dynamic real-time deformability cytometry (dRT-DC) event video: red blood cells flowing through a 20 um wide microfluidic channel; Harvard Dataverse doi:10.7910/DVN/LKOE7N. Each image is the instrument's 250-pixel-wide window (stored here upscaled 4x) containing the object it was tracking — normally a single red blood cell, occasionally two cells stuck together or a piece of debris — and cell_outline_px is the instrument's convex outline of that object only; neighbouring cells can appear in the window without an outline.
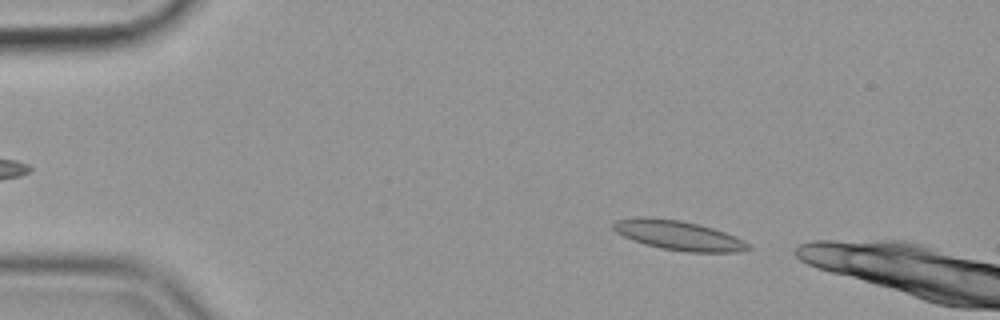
{"species": "common noctule bat (a hibernating species)", "species_latin": "Nyctalus noctula", "temperature_condition": "cold", "stored_images_in_passage": 9, "camera_frame_rate_fps": 3000, "um_per_image_px": 0.085, "animal": {"sex": "female", "body_mass_g": 19.9}, "frame": {"image": 1, "passage_image": 3, "time_ms": 0.667, "image_size_px": [1000, 320], "cell_outline_px": [[756, 248], [740, 252], [688, 252], [660, 248], [644, 244], [632, 240], [616, 232], [612, 228], [612, 224], [616, 220], [644, 216], [680, 220], [712, 228], [736, 236], [752, 244]], "centroid_in_image_um": [57.72, 20.02], "position_along_channel_um": 27.3, "area_um2": 23.41}}